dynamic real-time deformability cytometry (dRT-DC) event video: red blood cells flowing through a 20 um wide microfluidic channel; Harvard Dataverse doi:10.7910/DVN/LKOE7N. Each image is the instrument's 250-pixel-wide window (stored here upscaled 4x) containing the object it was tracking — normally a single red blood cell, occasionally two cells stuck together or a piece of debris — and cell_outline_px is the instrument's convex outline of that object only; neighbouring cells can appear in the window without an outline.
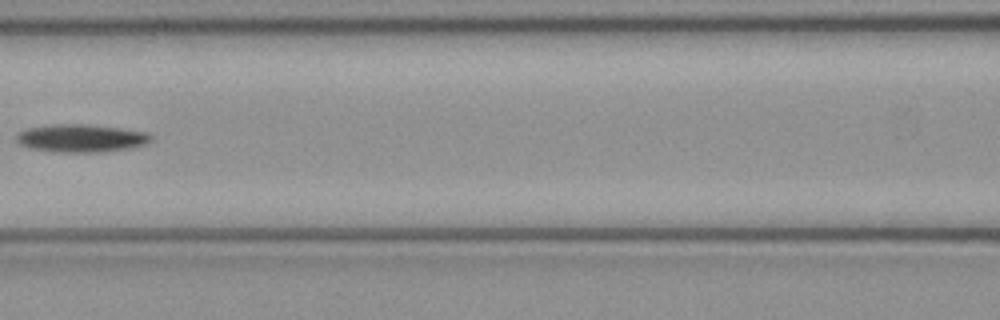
{"species": "common noctule bat (a hibernating species)", "species_latin": "Nyctalus noctula", "temperature_condition": "cold", "stored_images_in_passage": 6, "camera_frame_rate_fps": 3000, "um_per_image_px": 0.085, "animal": {"sex": "female", "body_mass_g": 21.9}, "frame": {"image": 1, "passage_image": 6, "time_ms": 1.667, "image_size_px": [1000, 320], "cell_outline_px": [[152, 140], [144, 144], [132, 148], [100, 152], [60, 152], [32, 148], [20, 144], [16, 140], [16, 136], [20, 132], [28, 128], [52, 124], [88, 124], [120, 128], [148, 132], [152, 136]], "centroid_in_image_um": [6.93, 11.74], "position_along_channel_um": 159.7, "area_um2": 21.79}}